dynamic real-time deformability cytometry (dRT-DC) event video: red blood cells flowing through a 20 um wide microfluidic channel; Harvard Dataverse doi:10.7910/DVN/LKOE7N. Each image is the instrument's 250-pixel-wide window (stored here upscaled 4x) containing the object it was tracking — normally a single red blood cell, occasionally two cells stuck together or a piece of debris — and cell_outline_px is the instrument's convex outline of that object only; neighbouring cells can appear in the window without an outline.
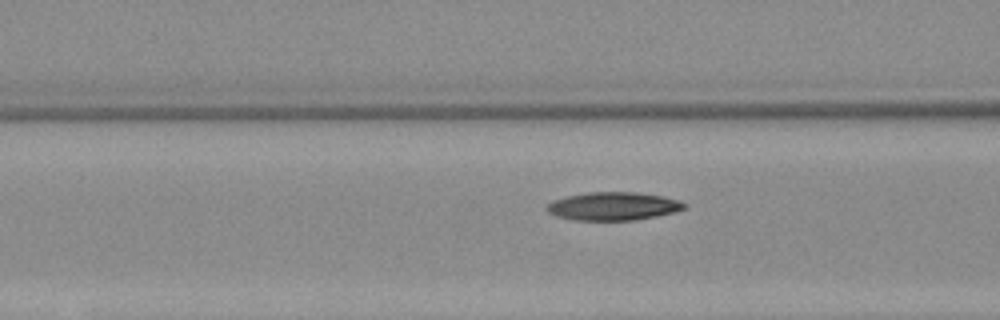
{"species": "Egyptian fruit bat (a non-hibernating species)", "species_latin": "Rousettus aegyptiacus", "temperature_condition": "warm", "stored_images_in_passage": 15, "camera_frame_rate_fps": 3000, "um_per_image_px": 0.085, "animal": {"sex": "female"}, "frame": {"image": 1, "passage_image": 13, "time_ms": 4.0, "image_size_px": [1000, 320], "cell_outline_px": [[688, 208], [676, 212], [656, 216], [632, 220], [572, 220], [556, 216], [548, 212], [544, 208], [552, 200], [568, 196], [588, 192], [636, 192], [664, 196], [680, 200], [688, 204]], "centroid_in_image_um": [52.16, 17.52], "position_along_channel_um": 114.4, "area_um2": 22.83}}